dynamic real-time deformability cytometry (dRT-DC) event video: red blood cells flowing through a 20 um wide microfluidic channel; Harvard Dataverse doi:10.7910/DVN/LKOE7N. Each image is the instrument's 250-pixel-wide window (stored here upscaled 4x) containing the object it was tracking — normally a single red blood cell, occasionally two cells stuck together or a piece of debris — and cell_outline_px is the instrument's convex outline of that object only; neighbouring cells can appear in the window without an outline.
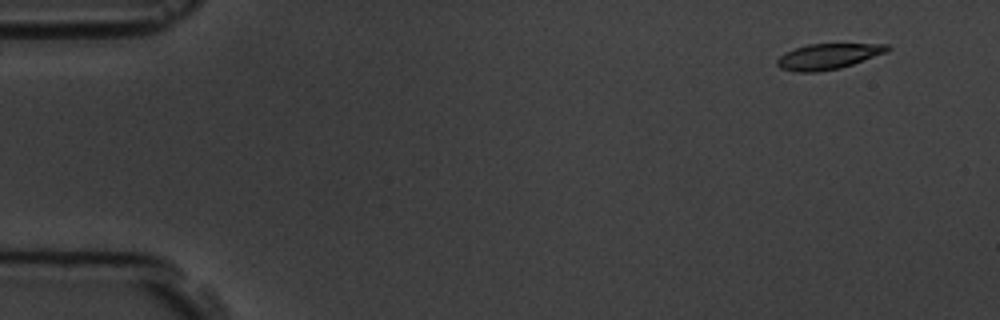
{"species": "common noctule bat (a hibernating species)", "species_latin": "Nyctalus noctula", "temperature_condition": "room temperature", "stored_images_in_passage": 10, "camera_frame_rate_fps": 3000, "um_per_image_px": 0.085, "animal": {"sex": "male", "body_mass_g": 19.5, "forearm_length_mm": 54.6}, "frame": {"image": 1, "passage_image": 1, "time_ms": 0.0, "image_size_px": [1000, 320], "cell_outline_px": [[892, 48], [888, 52], [840, 68], [816, 72], [796, 72], [780, 68], [776, 64], [776, 60], [780, 56], [796, 48], [808, 44], [888, 44]], "centroid_in_image_um": [70.41, 4.79], "position_along_channel_um": 14.6, "area_um2": 16.36}}
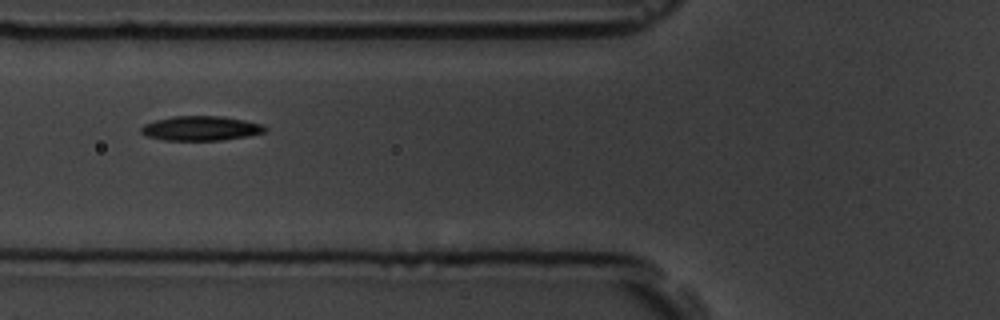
{"frame": {"image": 2, "passage_image": 6, "time_ms": 5.667, "image_size_px": [1000, 320], "cell_outline_px": [[268, 128], [264, 132], [244, 136], [220, 140], [164, 140], [144, 136], [140, 132], [140, 128], [144, 124], [156, 120], [172, 116], [220, 116], [244, 120], [260, 124]], "centroid_in_image_um": [17.0, 10.9], "position_along_channel_um": 108.8, "area_um2": 17.57}}
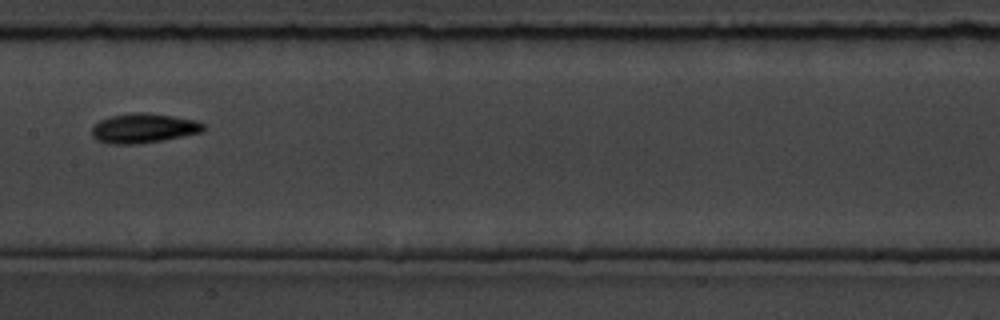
{"frame": {"image": 3, "passage_image": 8, "time_ms": 8.0, "image_size_px": [1000, 320], "cell_outline_px": [[204, 132], [160, 140], [136, 144], [108, 144], [96, 140], [92, 136], [92, 128], [100, 120], [108, 116], [136, 112], [144, 112], [172, 116], [196, 120], [204, 124]], "centroid_in_image_um": [12.18, 10.89], "position_along_channel_um": 195.2, "area_um2": 19.19}}